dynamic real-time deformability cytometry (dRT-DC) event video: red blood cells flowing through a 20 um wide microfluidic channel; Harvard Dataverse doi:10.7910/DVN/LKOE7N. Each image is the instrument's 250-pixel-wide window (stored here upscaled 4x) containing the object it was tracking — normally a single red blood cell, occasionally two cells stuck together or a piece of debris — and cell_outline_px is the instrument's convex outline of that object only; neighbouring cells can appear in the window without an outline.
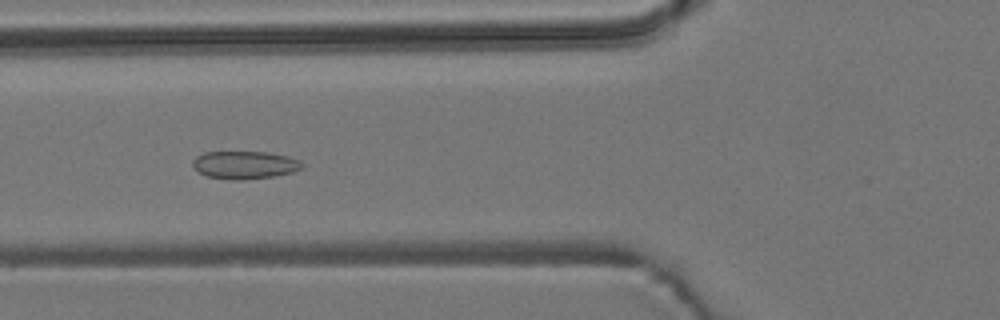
{"species": "common noctule bat (a hibernating species)", "species_latin": "Nyctalus noctula", "temperature_condition": "room temperature", "stored_images_in_passage": 37, "camera_frame_rate_fps": 3000, "um_per_image_px": 0.085, "animal": {"sex": "male", "body_mass_g": 19.2, "forearm_length_mm": 51.8}, "frame": {"image": 1, "passage_image": 6, "time_ms": 1.667, "image_size_px": [1000, 320], "cell_outline_px": [[304, 168], [292, 172], [276, 176], [240, 180], [232, 180], [208, 176], [200, 172], [192, 164], [192, 160], [196, 156], [204, 152], [268, 152], [288, 156], [300, 160], [304, 164]], "centroid_in_image_um": [20.85, 14.01], "position_along_channel_um": 105.0, "area_um2": 17.8}}
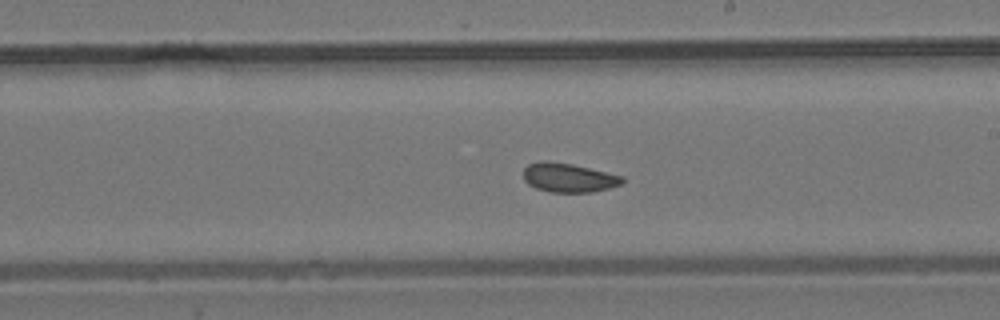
{"frame": {"image": 2, "passage_image": 17, "time_ms": 5.333, "image_size_px": [1000, 320], "cell_outline_px": [[624, 184], [592, 192], [548, 192], [536, 188], [528, 184], [524, 180], [524, 168], [528, 164], [540, 160], [548, 160], [572, 164], [624, 176]], "centroid_in_image_um": [48.33, 15.09], "position_along_channel_um": 240.7, "area_um2": 16.94}}
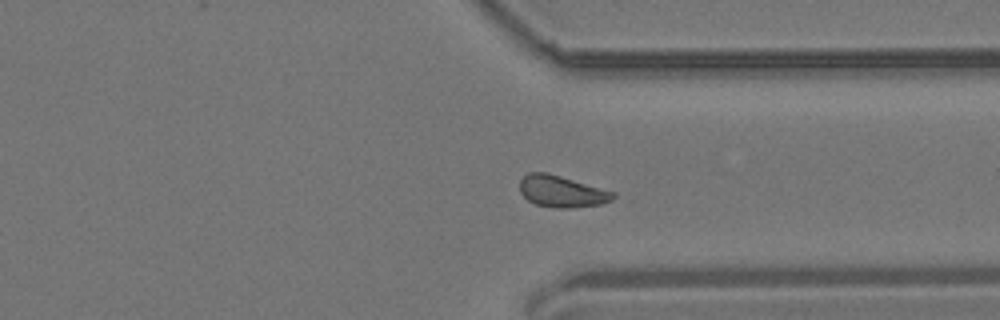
{"frame": {"image": 3, "passage_image": 27, "time_ms": 8.667, "image_size_px": [1000, 320], "cell_outline_px": [[616, 196], [612, 200], [600, 204], [572, 208], [556, 208], [536, 204], [528, 200], [520, 192], [520, 180], [528, 172], [548, 172], [616, 192]], "centroid_in_image_um": [47.76, 16.26], "position_along_channel_um": 363.6, "area_um2": 17.28}, "authors_computed_cell_mechanics": {"area_um2": 16.8198, "velocity_mm_per_s": 3.6997, "shape_relaxation_time_tau1_ms": null, "shape_relaxation_time_tau2_ms": 1.4736, "deformation_change_tau1": null, "deformation_change_tau2": 0.0562}}